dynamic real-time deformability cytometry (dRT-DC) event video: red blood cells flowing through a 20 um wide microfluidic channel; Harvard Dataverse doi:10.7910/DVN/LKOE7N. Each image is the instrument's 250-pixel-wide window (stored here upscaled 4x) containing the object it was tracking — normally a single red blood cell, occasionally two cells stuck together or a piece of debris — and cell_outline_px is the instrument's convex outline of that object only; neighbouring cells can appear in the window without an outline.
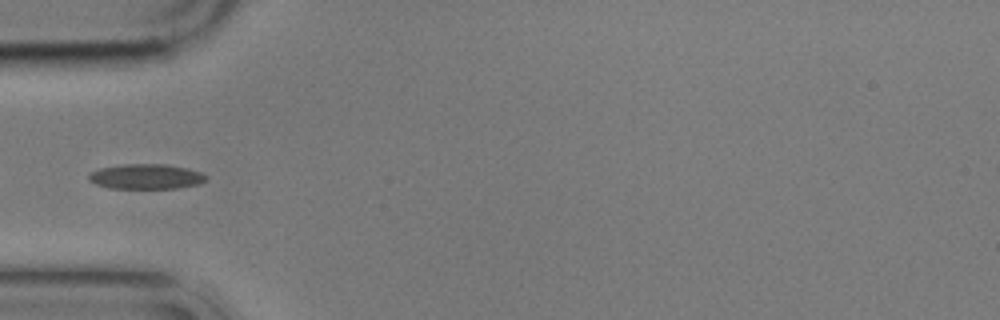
{"species": "common noctule bat (a hibernating species)", "species_latin": "Nyctalus noctula", "temperature_condition": "cold", "stored_images_in_passage": 2, "camera_frame_rate_fps": 3000, "um_per_image_px": 0.085, "animal": {"sex": "male", "body_mass_g": 17.9}, "frame": {"image": 1, "passage_image": 1, "time_ms": 0.0, "image_size_px": [1000, 320], "cell_outline_px": [[208, 176], [204, 180], [196, 184], [176, 188], [108, 188], [96, 184], [88, 180], [88, 172], [100, 168], [124, 164], [164, 164], [184, 168], [200, 172]], "centroid_in_image_um": [12.33, 15.0], "position_along_channel_um": 72.7, "area_um2": 16.94}}